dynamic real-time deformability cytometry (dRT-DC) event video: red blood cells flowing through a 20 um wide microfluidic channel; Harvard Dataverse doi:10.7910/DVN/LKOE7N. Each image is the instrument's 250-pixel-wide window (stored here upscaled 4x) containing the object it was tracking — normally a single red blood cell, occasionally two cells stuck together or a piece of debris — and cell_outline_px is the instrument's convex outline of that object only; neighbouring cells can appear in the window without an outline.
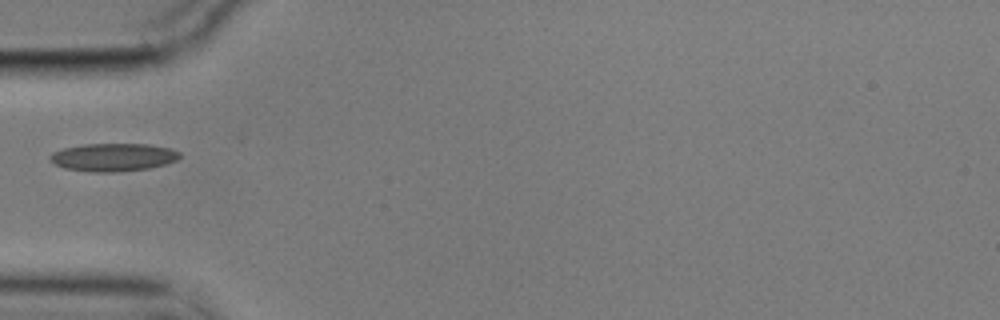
{"species": "common noctule bat (a hibernating species)", "species_latin": "Nyctalus noctula", "temperature_condition": "cold", "stored_images_in_passage": 25, "camera_frame_rate_fps": 3000, "um_per_image_px": 0.085, "animal": {"sex": "male", "body_mass_g": 17.9}, "frame": {"image": 1, "passage_image": 1, "time_ms": 0.0, "image_size_px": [1000, 320], "cell_outline_px": [[164, 160], [152, 164], [132, 168], [80, 168], [80, 148], [152, 148]], "centroid_in_image_um": [10.01, 13.41], "position_along_channel_um": 75.0, "area_um2": 10.81}}
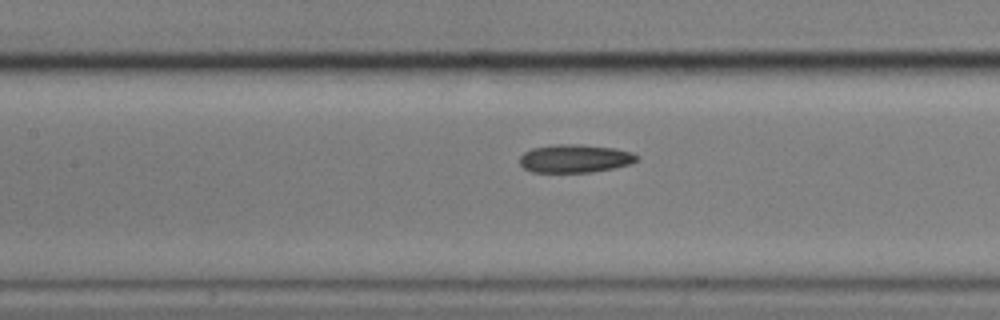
{"frame": {"image": 2, "passage_image": 8, "time_ms": 2.333, "image_size_px": [1000, 320], "cell_outline_px": [[632, 160], [620, 164], [600, 168], [564, 172], [552, 172], [532, 168], [524, 164], [524, 156], [532, 152], [548, 148], [596, 148], [620, 152], [632, 156]], "centroid_in_image_um": [48.79, 13.53], "position_along_channel_um": 158.6, "area_um2": 14.39}}
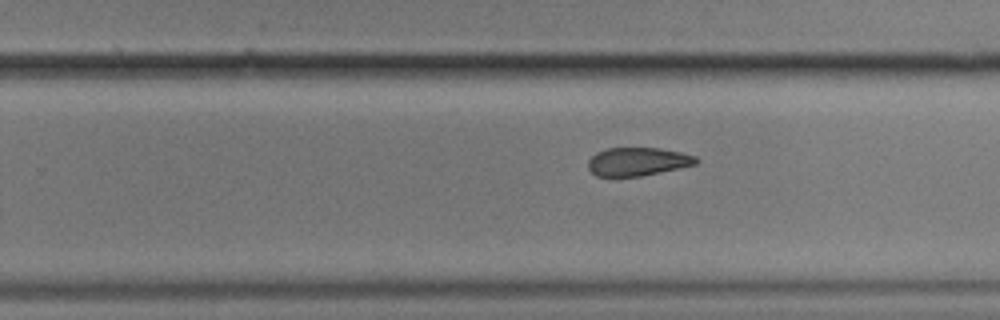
{"frame": {"image": 3, "passage_image": 18, "time_ms": 5.667, "image_size_px": [1000, 320], "cell_outline_px": [[696, 160], [688, 164], [652, 172], [628, 176], [604, 176], [596, 172], [592, 168], [592, 160], [596, 156], [604, 152], [616, 148], [644, 148], [672, 152], [688, 156]], "centroid_in_image_um": [54.12, 13.73], "position_along_channel_um": 275.7, "area_um2": 15.03}}